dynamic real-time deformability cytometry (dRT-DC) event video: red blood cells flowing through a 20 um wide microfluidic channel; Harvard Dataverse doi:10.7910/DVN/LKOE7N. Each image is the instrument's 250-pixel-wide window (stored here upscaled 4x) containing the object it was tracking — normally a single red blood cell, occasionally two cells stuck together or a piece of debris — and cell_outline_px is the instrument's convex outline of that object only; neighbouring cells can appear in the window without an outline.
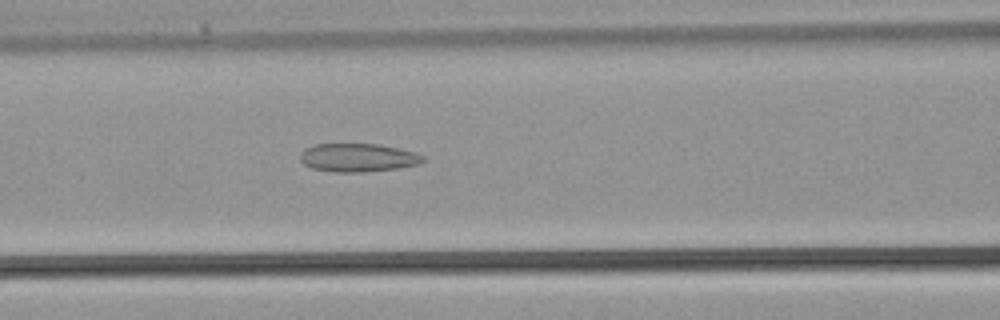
{"species": "common noctule bat (a hibernating species)", "species_latin": "Nyctalus noctula", "temperature_condition": "warm", "stored_images_in_passage": 23, "camera_frame_rate_fps": 3000, "um_per_image_px": 0.085, "animal": {"sex": "male", "body_mass_g": 21.5, "forearm_length_mm": 52.0}, "frame": {"image": 1, "passage_image": 7, "time_ms": 2.0, "image_size_px": [1000, 320], "cell_outline_px": [[424, 160], [416, 164], [400, 168], [364, 172], [336, 172], [312, 168], [304, 164], [300, 160], [300, 152], [316, 144], [376, 144], [416, 152], [424, 156]], "centroid_in_image_um": [30.42, 13.4], "position_along_channel_um": 136.2, "area_um2": 20.11}}
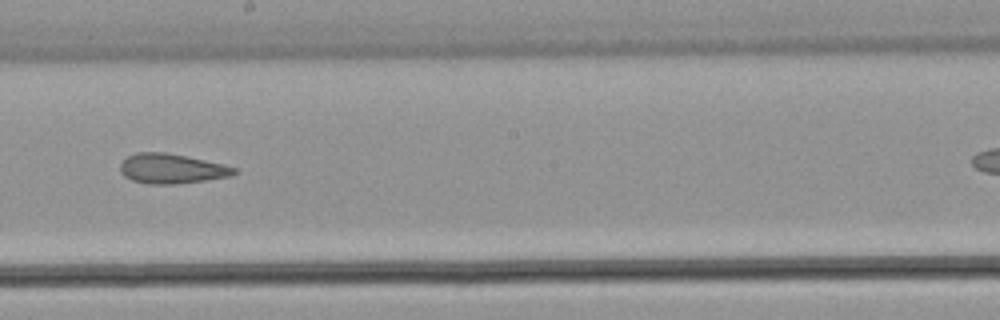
{"frame": {"image": 2, "passage_image": 12, "time_ms": 3.667, "image_size_px": [1000, 320], "cell_outline_px": [[240, 172], [232, 176], [176, 184], [148, 184], [132, 180], [124, 176], [120, 172], [120, 164], [128, 156], [136, 152], [168, 152], [188, 156], [224, 164], [240, 168]], "centroid_in_image_um": [14.64, 14.33], "position_along_channel_um": 233.6, "area_um2": 20.11}}
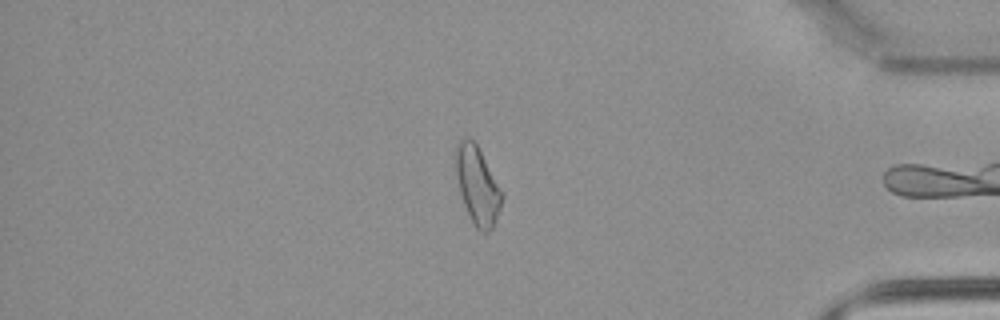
{"frame": {"image": 3, "passage_image": 22, "time_ms": 7.0, "image_size_px": [1000, 320], "cell_outline_px": [[504, 196], [496, 220], [492, 228], [488, 232], [480, 232], [476, 228], [464, 204], [460, 192], [452, 156], [456, 140], [464, 136], [472, 140], [476, 144], [504, 192]], "centroid_in_image_um": [40.55, 15.69], "position_along_channel_um": 394.6, "area_um2": 21.39}}